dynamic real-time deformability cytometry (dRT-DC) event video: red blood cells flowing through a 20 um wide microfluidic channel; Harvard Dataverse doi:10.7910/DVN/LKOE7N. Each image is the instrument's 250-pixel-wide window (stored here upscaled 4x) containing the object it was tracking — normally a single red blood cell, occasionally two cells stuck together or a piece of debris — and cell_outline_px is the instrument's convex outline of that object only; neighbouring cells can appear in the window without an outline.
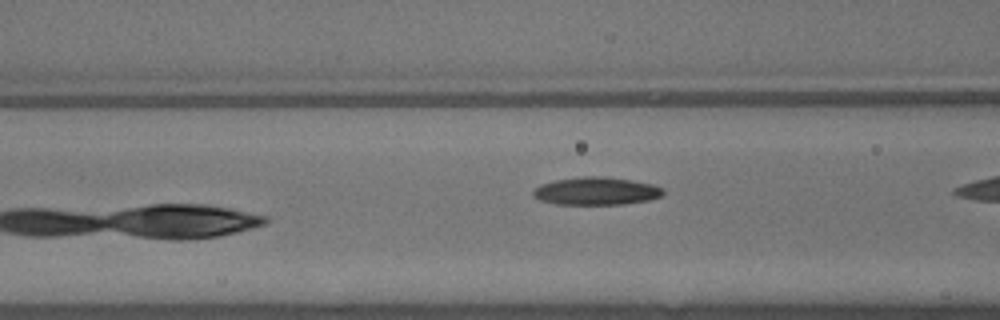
{"species": "common noctule bat (a hibernating species)", "species_latin": "Nyctalus noctula", "temperature_condition": "warm", "stored_images_in_passage": 15, "camera_frame_rate_fps": 3000, "um_per_image_px": 0.085, "animal": {"sex": "male", "body_mass_g": 13.3}, "frame": {"image": 1, "passage_image": 15, "time_ms": 4.667, "image_size_px": [1000, 320], "cell_outline_px": [[664, 196], [648, 200], [620, 204], [556, 204], [540, 200], [532, 196], [532, 188], [540, 184], [556, 180], [584, 176], [604, 176], [632, 180], [652, 184], [664, 188]], "centroid_in_image_um": [50.67, 16.23], "position_along_channel_um": 115.9, "area_um2": 21.21}}